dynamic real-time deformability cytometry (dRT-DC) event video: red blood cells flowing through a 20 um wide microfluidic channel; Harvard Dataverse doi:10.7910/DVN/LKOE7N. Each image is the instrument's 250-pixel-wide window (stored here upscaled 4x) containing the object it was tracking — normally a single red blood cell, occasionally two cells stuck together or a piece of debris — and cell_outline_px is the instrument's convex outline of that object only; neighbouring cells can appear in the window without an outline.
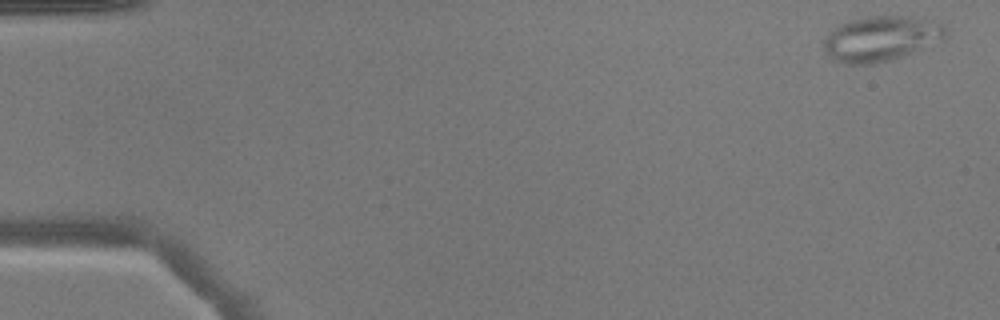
{"species": "common noctule bat (a hibernating species)", "species_latin": "Nyctalus noctula", "temperature_condition": "warm", "stored_images_in_passage": 17, "camera_frame_rate_fps": 3000, "um_per_image_px": 0.085, "animal": {"sex": "male", "body_mass_g": 17.9}, "frame": {"image": 1, "passage_image": 2, "time_ms": 0.333, "image_size_px": [1000, 320], "cell_outline_px": [[948, 36], [912, 52], [876, 64], [844, 64], [832, 60], [828, 56], [824, 48], [824, 36], [828, 32], [840, 24], [848, 20], [868, 16], [912, 16], [940, 24], [948, 32]], "centroid_in_image_um": [74.8, 3.28], "position_along_channel_um": 10.2, "area_um2": 31.85}}